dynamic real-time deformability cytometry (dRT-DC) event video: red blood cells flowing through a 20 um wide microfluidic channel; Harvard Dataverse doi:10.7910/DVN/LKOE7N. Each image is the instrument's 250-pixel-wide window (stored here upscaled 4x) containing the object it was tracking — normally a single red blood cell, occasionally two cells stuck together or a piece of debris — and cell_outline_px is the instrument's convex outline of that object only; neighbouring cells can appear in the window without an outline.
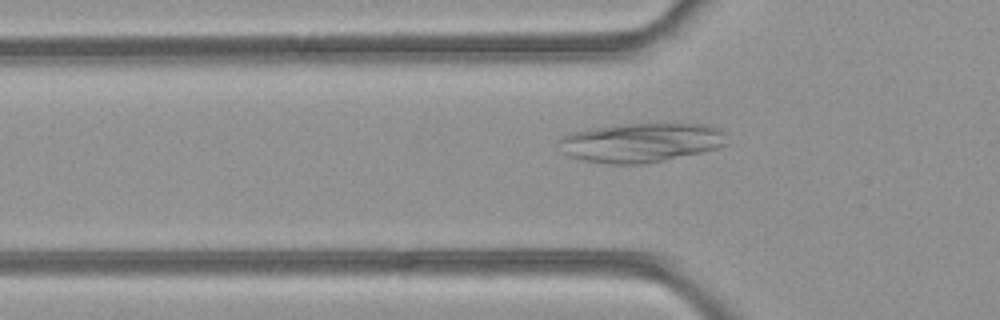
{"species": "common noctule bat (a hibernating species)", "species_latin": "Nyctalus noctula", "temperature_condition": "room temperature", "stored_images_in_passage": 51, "camera_frame_rate_fps": 3000, "um_per_image_px": 0.085, "animal": {"sex": "female", "body_mass_g": 21.9}, "frame": {"image": 1, "passage_image": 17, "time_ms": 5.333, "image_size_px": [1000, 320], "cell_outline_px": [[728, 144], [720, 148], [664, 160], [644, 164], [608, 164], [584, 160], [568, 156], [564, 152], [556, 140], [560, 136], [572, 132], [588, 128], [620, 124], [708, 124], [724, 128]], "centroid_in_image_um": [54.51, 12.11], "position_along_channel_um": 71.3, "area_um2": 38.96}}
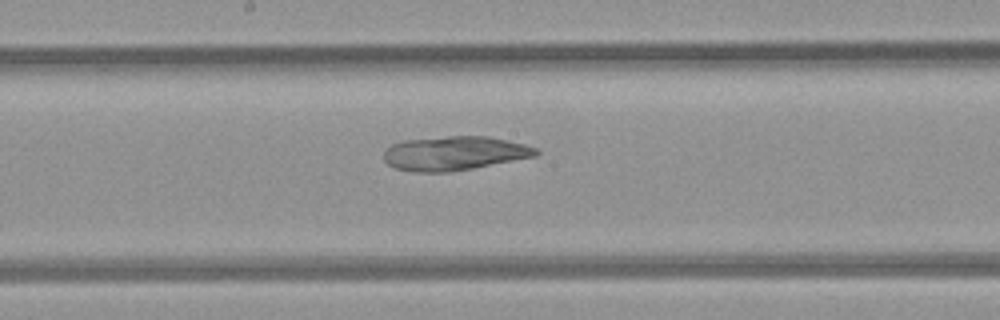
{"frame": {"image": 2, "passage_image": 27, "time_ms": 8.667, "image_size_px": [1000, 320], "cell_outline_px": [[540, 152], [536, 156], [452, 172], [412, 172], [392, 168], [384, 160], [384, 152], [392, 144], [404, 140], [448, 136], [488, 136], [508, 140], [524, 144], [536, 148]], "centroid_in_image_um": [38.61, 13.03], "position_along_channel_um": 209.6, "area_um2": 30.35}}
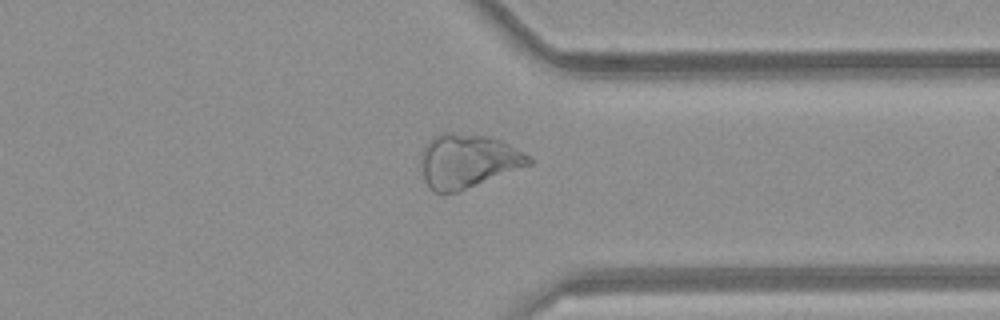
{"frame": {"image": 3, "passage_image": 39, "time_ms": 12.667, "image_size_px": [1000, 320], "cell_outline_px": [[532, 164], [456, 192], [432, 192], [428, 188], [424, 180], [420, 164], [420, 152], [432, 136], [440, 132], [452, 132], [492, 136], [508, 144], [528, 156], [532, 160]], "centroid_in_image_um": [39.69, 13.66], "position_along_channel_um": 371.7, "area_um2": 33.99}}